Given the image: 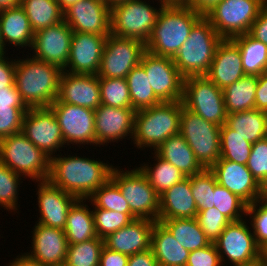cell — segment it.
Masks as SVG:
<instances>
[{
  "instance_id": "6125c7cd",
  "label": "cell",
  "mask_w": 267,
  "mask_h": 266,
  "mask_svg": "<svg viewBox=\"0 0 267 266\" xmlns=\"http://www.w3.org/2000/svg\"><path fill=\"white\" fill-rule=\"evenodd\" d=\"M20 5V0H0V10L13 8Z\"/></svg>"
},
{
  "instance_id": "836d02e7",
  "label": "cell",
  "mask_w": 267,
  "mask_h": 266,
  "mask_svg": "<svg viewBox=\"0 0 267 266\" xmlns=\"http://www.w3.org/2000/svg\"><path fill=\"white\" fill-rule=\"evenodd\" d=\"M232 40L238 45L245 75L259 76L267 72V45L253 38L249 33Z\"/></svg>"
},
{
  "instance_id": "d6986e66",
  "label": "cell",
  "mask_w": 267,
  "mask_h": 266,
  "mask_svg": "<svg viewBox=\"0 0 267 266\" xmlns=\"http://www.w3.org/2000/svg\"><path fill=\"white\" fill-rule=\"evenodd\" d=\"M210 170L219 185L239 196L247 204L261 200L262 185L245 164L220 158Z\"/></svg>"
},
{
  "instance_id": "8992f818",
  "label": "cell",
  "mask_w": 267,
  "mask_h": 266,
  "mask_svg": "<svg viewBox=\"0 0 267 266\" xmlns=\"http://www.w3.org/2000/svg\"><path fill=\"white\" fill-rule=\"evenodd\" d=\"M0 162L32 181L48 180L50 157L22 132L0 139Z\"/></svg>"
},
{
  "instance_id": "b9f144b4",
  "label": "cell",
  "mask_w": 267,
  "mask_h": 266,
  "mask_svg": "<svg viewBox=\"0 0 267 266\" xmlns=\"http://www.w3.org/2000/svg\"><path fill=\"white\" fill-rule=\"evenodd\" d=\"M101 104L116 108H131L129 87L125 78L99 77Z\"/></svg>"
},
{
  "instance_id": "44dd1931",
  "label": "cell",
  "mask_w": 267,
  "mask_h": 266,
  "mask_svg": "<svg viewBox=\"0 0 267 266\" xmlns=\"http://www.w3.org/2000/svg\"><path fill=\"white\" fill-rule=\"evenodd\" d=\"M107 36L73 32L65 72L97 74Z\"/></svg>"
},
{
  "instance_id": "f5cc1de1",
  "label": "cell",
  "mask_w": 267,
  "mask_h": 266,
  "mask_svg": "<svg viewBox=\"0 0 267 266\" xmlns=\"http://www.w3.org/2000/svg\"><path fill=\"white\" fill-rule=\"evenodd\" d=\"M5 55L6 53L0 54V88L10 87L15 83L16 59L11 60Z\"/></svg>"
},
{
  "instance_id": "f907efd6",
  "label": "cell",
  "mask_w": 267,
  "mask_h": 266,
  "mask_svg": "<svg viewBox=\"0 0 267 266\" xmlns=\"http://www.w3.org/2000/svg\"><path fill=\"white\" fill-rule=\"evenodd\" d=\"M246 166L255 179L263 186L267 181V141L265 139L252 144Z\"/></svg>"
},
{
  "instance_id": "6da1fadb",
  "label": "cell",
  "mask_w": 267,
  "mask_h": 266,
  "mask_svg": "<svg viewBox=\"0 0 267 266\" xmlns=\"http://www.w3.org/2000/svg\"><path fill=\"white\" fill-rule=\"evenodd\" d=\"M54 155L50 158L48 180L77 199H88L108 179L112 168L109 162L77 155Z\"/></svg>"
},
{
  "instance_id": "be15d7a7",
  "label": "cell",
  "mask_w": 267,
  "mask_h": 266,
  "mask_svg": "<svg viewBox=\"0 0 267 266\" xmlns=\"http://www.w3.org/2000/svg\"><path fill=\"white\" fill-rule=\"evenodd\" d=\"M78 1L80 0H57L63 12Z\"/></svg>"
},
{
  "instance_id": "d4e9b609",
  "label": "cell",
  "mask_w": 267,
  "mask_h": 266,
  "mask_svg": "<svg viewBox=\"0 0 267 266\" xmlns=\"http://www.w3.org/2000/svg\"><path fill=\"white\" fill-rule=\"evenodd\" d=\"M205 76L222 90L245 76L240 49L232 39H222Z\"/></svg>"
},
{
  "instance_id": "db71d44e",
  "label": "cell",
  "mask_w": 267,
  "mask_h": 266,
  "mask_svg": "<svg viewBox=\"0 0 267 266\" xmlns=\"http://www.w3.org/2000/svg\"><path fill=\"white\" fill-rule=\"evenodd\" d=\"M248 33L253 38L267 45V1L262 6L258 17L253 22Z\"/></svg>"
},
{
  "instance_id": "60d3db41",
  "label": "cell",
  "mask_w": 267,
  "mask_h": 266,
  "mask_svg": "<svg viewBox=\"0 0 267 266\" xmlns=\"http://www.w3.org/2000/svg\"><path fill=\"white\" fill-rule=\"evenodd\" d=\"M103 247L104 239L99 237L77 244H68L64 266H99Z\"/></svg>"
},
{
  "instance_id": "7bdbcfd3",
  "label": "cell",
  "mask_w": 267,
  "mask_h": 266,
  "mask_svg": "<svg viewBox=\"0 0 267 266\" xmlns=\"http://www.w3.org/2000/svg\"><path fill=\"white\" fill-rule=\"evenodd\" d=\"M213 203L231 222L244 219L247 203L225 187L217 184L213 192Z\"/></svg>"
},
{
  "instance_id": "6f0895ef",
  "label": "cell",
  "mask_w": 267,
  "mask_h": 266,
  "mask_svg": "<svg viewBox=\"0 0 267 266\" xmlns=\"http://www.w3.org/2000/svg\"><path fill=\"white\" fill-rule=\"evenodd\" d=\"M0 104H10L13 107H27L22 101L15 83L10 87L0 88Z\"/></svg>"
},
{
  "instance_id": "89a4df30",
  "label": "cell",
  "mask_w": 267,
  "mask_h": 266,
  "mask_svg": "<svg viewBox=\"0 0 267 266\" xmlns=\"http://www.w3.org/2000/svg\"><path fill=\"white\" fill-rule=\"evenodd\" d=\"M3 53V43L1 38V27H0V54Z\"/></svg>"
},
{
  "instance_id": "7c38bea8",
  "label": "cell",
  "mask_w": 267,
  "mask_h": 266,
  "mask_svg": "<svg viewBox=\"0 0 267 266\" xmlns=\"http://www.w3.org/2000/svg\"><path fill=\"white\" fill-rule=\"evenodd\" d=\"M249 229L245 218L230 222L214 242L223 266L227 259L233 266L251 265L262 260V250Z\"/></svg>"
},
{
  "instance_id": "ab89813d",
  "label": "cell",
  "mask_w": 267,
  "mask_h": 266,
  "mask_svg": "<svg viewBox=\"0 0 267 266\" xmlns=\"http://www.w3.org/2000/svg\"><path fill=\"white\" fill-rule=\"evenodd\" d=\"M87 200L93 208H102L127 213L133 220L137 219L130 210L129 204L122 196L118 185L110 178Z\"/></svg>"
},
{
  "instance_id": "e575fe53",
  "label": "cell",
  "mask_w": 267,
  "mask_h": 266,
  "mask_svg": "<svg viewBox=\"0 0 267 266\" xmlns=\"http://www.w3.org/2000/svg\"><path fill=\"white\" fill-rule=\"evenodd\" d=\"M20 6L25 10L34 33L64 20V12L57 0H20Z\"/></svg>"
},
{
  "instance_id": "603a6c76",
  "label": "cell",
  "mask_w": 267,
  "mask_h": 266,
  "mask_svg": "<svg viewBox=\"0 0 267 266\" xmlns=\"http://www.w3.org/2000/svg\"><path fill=\"white\" fill-rule=\"evenodd\" d=\"M31 258L46 266H64L68 241L65 231L36 223L32 231Z\"/></svg>"
},
{
  "instance_id": "8fae6325",
  "label": "cell",
  "mask_w": 267,
  "mask_h": 266,
  "mask_svg": "<svg viewBox=\"0 0 267 266\" xmlns=\"http://www.w3.org/2000/svg\"><path fill=\"white\" fill-rule=\"evenodd\" d=\"M183 106L206 121L223 126L227 112L223 90L206 76H190L184 79Z\"/></svg>"
},
{
  "instance_id": "c3c4849f",
  "label": "cell",
  "mask_w": 267,
  "mask_h": 266,
  "mask_svg": "<svg viewBox=\"0 0 267 266\" xmlns=\"http://www.w3.org/2000/svg\"><path fill=\"white\" fill-rule=\"evenodd\" d=\"M247 216L251 219L255 242L263 250L267 247V204L262 200L248 204L245 218Z\"/></svg>"
},
{
  "instance_id": "ba28073f",
  "label": "cell",
  "mask_w": 267,
  "mask_h": 266,
  "mask_svg": "<svg viewBox=\"0 0 267 266\" xmlns=\"http://www.w3.org/2000/svg\"><path fill=\"white\" fill-rule=\"evenodd\" d=\"M113 167L110 178L118 185L122 196L137 219L158 221L160 196L150 185L147 177L136 167L122 170Z\"/></svg>"
},
{
  "instance_id": "9f6ffc18",
  "label": "cell",
  "mask_w": 267,
  "mask_h": 266,
  "mask_svg": "<svg viewBox=\"0 0 267 266\" xmlns=\"http://www.w3.org/2000/svg\"><path fill=\"white\" fill-rule=\"evenodd\" d=\"M255 109L267 112V72H264L257 77Z\"/></svg>"
},
{
  "instance_id": "9c48e42d",
  "label": "cell",
  "mask_w": 267,
  "mask_h": 266,
  "mask_svg": "<svg viewBox=\"0 0 267 266\" xmlns=\"http://www.w3.org/2000/svg\"><path fill=\"white\" fill-rule=\"evenodd\" d=\"M220 128L182 106L179 133L205 169L220 159Z\"/></svg>"
},
{
  "instance_id": "83f0119b",
  "label": "cell",
  "mask_w": 267,
  "mask_h": 266,
  "mask_svg": "<svg viewBox=\"0 0 267 266\" xmlns=\"http://www.w3.org/2000/svg\"><path fill=\"white\" fill-rule=\"evenodd\" d=\"M0 27L3 53H6L5 49L9 44H11L13 47H25L26 49L28 46L31 49L34 39V32L31 29L25 10L20 5L13 8L0 10Z\"/></svg>"
},
{
  "instance_id": "7dc6e473",
  "label": "cell",
  "mask_w": 267,
  "mask_h": 266,
  "mask_svg": "<svg viewBox=\"0 0 267 266\" xmlns=\"http://www.w3.org/2000/svg\"><path fill=\"white\" fill-rule=\"evenodd\" d=\"M196 219L211 243L218 239L225 227L231 222L216 207L198 211Z\"/></svg>"
},
{
  "instance_id": "11a10c76",
  "label": "cell",
  "mask_w": 267,
  "mask_h": 266,
  "mask_svg": "<svg viewBox=\"0 0 267 266\" xmlns=\"http://www.w3.org/2000/svg\"><path fill=\"white\" fill-rule=\"evenodd\" d=\"M129 256L103 247L99 266H127Z\"/></svg>"
},
{
  "instance_id": "30bf717a",
  "label": "cell",
  "mask_w": 267,
  "mask_h": 266,
  "mask_svg": "<svg viewBox=\"0 0 267 266\" xmlns=\"http://www.w3.org/2000/svg\"><path fill=\"white\" fill-rule=\"evenodd\" d=\"M267 0H221L204 16L223 39L249 32Z\"/></svg>"
},
{
  "instance_id": "e7e4bbea",
  "label": "cell",
  "mask_w": 267,
  "mask_h": 266,
  "mask_svg": "<svg viewBox=\"0 0 267 266\" xmlns=\"http://www.w3.org/2000/svg\"><path fill=\"white\" fill-rule=\"evenodd\" d=\"M110 8L128 0H103Z\"/></svg>"
},
{
  "instance_id": "e0dca14e",
  "label": "cell",
  "mask_w": 267,
  "mask_h": 266,
  "mask_svg": "<svg viewBox=\"0 0 267 266\" xmlns=\"http://www.w3.org/2000/svg\"><path fill=\"white\" fill-rule=\"evenodd\" d=\"M73 31L62 22L34 33L32 57L64 70L69 58Z\"/></svg>"
},
{
  "instance_id": "5b68a950",
  "label": "cell",
  "mask_w": 267,
  "mask_h": 266,
  "mask_svg": "<svg viewBox=\"0 0 267 266\" xmlns=\"http://www.w3.org/2000/svg\"><path fill=\"white\" fill-rule=\"evenodd\" d=\"M222 39L210 21L202 16L191 29L188 39L172 58L181 75L184 78L205 76Z\"/></svg>"
},
{
  "instance_id": "03108f58",
  "label": "cell",
  "mask_w": 267,
  "mask_h": 266,
  "mask_svg": "<svg viewBox=\"0 0 267 266\" xmlns=\"http://www.w3.org/2000/svg\"><path fill=\"white\" fill-rule=\"evenodd\" d=\"M261 200H267V181L262 186V197Z\"/></svg>"
},
{
  "instance_id": "7402d4cb",
  "label": "cell",
  "mask_w": 267,
  "mask_h": 266,
  "mask_svg": "<svg viewBox=\"0 0 267 266\" xmlns=\"http://www.w3.org/2000/svg\"><path fill=\"white\" fill-rule=\"evenodd\" d=\"M54 102L69 103L92 110L101 105L97 74H73L63 71L58 98Z\"/></svg>"
},
{
  "instance_id": "f1b7e54d",
  "label": "cell",
  "mask_w": 267,
  "mask_h": 266,
  "mask_svg": "<svg viewBox=\"0 0 267 266\" xmlns=\"http://www.w3.org/2000/svg\"><path fill=\"white\" fill-rule=\"evenodd\" d=\"M151 249L158 266H186L190 253L159 221L154 223L152 229Z\"/></svg>"
},
{
  "instance_id": "ffe728a7",
  "label": "cell",
  "mask_w": 267,
  "mask_h": 266,
  "mask_svg": "<svg viewBox=\"0 0 267 266\" xmlns=\"http://www.w3.org/2000/svg\"><path fill=\"white\" fill-rule=\"evenodd\" d=\"M73 32L110 34V7L103 0H80L64 11Z\"/></svg>"
},
{
  "instance_id": "f35d334b",
  "label": "cell",
  "mask_w": 267,
  "mask_h": 266,
  "mask_svg": "<svg viewBox=\"0 0 267 266\" xmlns=\"http://www.w3.org/2000/svg\"><path fill=\"white\" fill-rule=\"evenodd\" d=\"M252 144L238 135L226 124L220 128V158L239 164L247 163Z\"/></svg>"
},
{
  "instance_id": "4dcf8cb0",
  "label": "cell",
  "mask_w": 267,
  "mask_h": 266,
  "mask_svg": "<svg viewBox=\"0 0 267 266\" xmlns=\"http://www.w3.org/2000/svg\"><path fill=\"white\" fill-rule=\"evenodd\" d=\"M85 203L86 199H77L68 211L64 228L68 244H77L98 237L92 209Z\"/></svg>"
},
{
  "instance_id": "4fadbf2b",
  "label": "cell",
  "mask_w": 267,
  "mask_h": 266,
  "mask_svg": "<svg viewBox=\"0 0 267 266\" xmlns=\"http://www.w3.org/2000/svg\"><path fill=\"white\" fill-rule=\"evenodd\" d=\"M145 51V43L140 40L109 34L97 75L102 78H126L140 64Z\"/></svg>"
},
{
  "instance_id": "cb8c5ba5",
  "label": "cell",
  "mask_w": 267,
  "mask_h": 266,
  "mask_svg": "<svg viewBox=\"0 0 267 266\" xmlns=\"http://www.w3.org/2000/svg\"><path fill=\"white\" fill-rule=\"evenodd\" d=\"M37 201L40 223L53 228H65L67 214L77 198L53 185L49 180L38 181Z\"/></svg>"
},
{
  "instance_id": "ee69618b",
  "label": "cell",
  "mask_w": 267,
  "mask_h": 266,
  "mask_svg": "<svg viewBox=\"0 0 267 266\" xmlns=\"http://www.w3.org/2000/svg\"><path fill=\"white\" fill-rule=\"evenodd\" d=\"M191 191L198 211L214 207L213 192L218 184L214 173L210 169L190 176Z\"/></svg>"
},
{
  "instance_id": "8d00e7d4",
  "label": "cell",
  "mask_w": 267,
  "mask_h": 266,
  "mask_svg": "<svg viewBox=\"0 0 267 266\" xmlns=\"http://www.w3.org/2000/svg\"><path fill=\"white\" fill-rule=\"evenodd\" d=\"M153 158L155 164L149 166L147 162L138 167L147 177L150 185L155 189V192L160 196L173 185L182 181L186 176L171 163L160 158L155 152ZM153 166V167H152Z\"/></svg>"
},
{
  "instance_id": "484cf974",
  "label": "cell",
  "mask_w": 267,
  "mask_h": 266,
  "mask_svg": "<svg viewBox=\"0 0 267 266\" xmlns=\"http://www.w3.org/2000/svg\"><path fill=\"white\" fill-rule=\"evenodd\" d=\"M156 221L135 219L104 238V246L128 256L151 248V233Z\"/></svg>"
},
{
  "instance_id": "7a4b0ae2",
  "label": "cell",
  "mask_w": 267,
  "mask_h": 266,
  "mask_svg": "<svg viewBox=\"0 0 267 266\" xmlns=\"http://www.w3.org/2000/svg\"><path fill=\"white\" fill-rule=\"evenodd\" d=\"M15 63V85L28 108L50 107L58 98L63 70L27 55Z\"/></svg>"
},
{
  "instance_id": "f546056e",
  "label": "cell",
  "mask_w": 267,
  "mask_h": 266,
  "mask_svg": "<svg viewBox=\"0 0 267 266\" xmlns=\"http://www.w3.org/2000/svg\"><path fill=\"white\" fill-rule=\"evenodd\" d=\"M155 153L178 168L186 177L198 174L205 169L180 133L165 140Z\"/></svg>"
},
{
  "instance_id": "1f68e13d",
  "label": "cell",
  "mask_w": 267,
  "mask_h": 266,
  "mask_svg": "<svg viewBox=\"0 0 267 266\" xmlns=\"http://www.w3.org/2000/svg\"><path fill=\"white\" fill-rule=\"evenodd\" d=\"M225 124L230 129L235 130L244 140L254 144L264 139L267 127V112L252 109L227 114Z\"/></svg>"
},
{
  "instance_id": "680465c9",
  "label": "cell",
  "mask_w": 267,
  "mask_h": 266,
  "mask_svg": "<svg viewBox=\"0 0 267 266\" xmlns=\"http://www.w3.org/2000/svg\"><path fill=\"white\" fill-rule=\"evenodd\" d=\"M127 266H158L153 250H148L130 255Z\"/></svg>"
},
{
  "instance_id": "3957f363",
  "label": "cell",
  "mask_w": 267,
  "mask_h": 266,
  "mask_svg": "<svg viewBox=\"0 0 267 266\" xmlns=\"http://www.w3.org/2000/svg\"><path fill=\"white\" fill-rule=\"evenodd\" d=\"M202 16L183 4L164 5L145 43L146 51L157 56L173 58Z\"/></svg>"
},
{
  "instance_id": "94428289",
  "label": "cell",
  "mask_w": 267,
  "mask_h": 266,
  "mask_svg": "<svg viewBox=\"0 0 267 266\" xmlns=\"http://www.w3.org/2000/svg\"><path fill=\"white\" fill-rule=\"evenodd\" d=\"M14 259L15 260H12V262L10 261V263H8L9 265L7 264V266H46V265L38 262L37 260L31 258L25 252L21 256L19 254Z\"/></svg>"
},
{
  "instance_id": "f6af8a7d",
  "label": "cell",
  "mask_w": 267,
  "mask_h": 266,
  "mask_svg": "<svg viewBox=\"0 0 267 266\" xmlns=\"http://www.w3.org/2000/svg\"><path fill=\"white\" fill-rule=\"evenodd\" d=\"M21 177L24 178L0 162V207L7 211L18 210V188L23 183Z\"/></svg>"
},
{
  "instance_id": "2e32d148",
  "label": "cell",
  "mask_w": 267,
  "mask_h": 266,
  "mask_svg": "<svg viewBox=\"0 0 267 266\" xmlns=\"http://www.w3.org/2000/svg\"><path fill=\"white\" fill-rule=\"evenodd\" d=\"M50 107L61 128L65 145H96L94 110L64 102H53Z\"/></svg>"
},
{
  "instance_id": "4316f807",
  "label": "cell",
  "mask_w": 267,
  "mask_h": 266,
  "mask_svg": "<svg viewBox=\"0 0 267 266\" xmlns=\"http://www.w3.org/2000/svg\"><path fill=\"white\" fill-rule=\"evenodd\" d=\"M198 209L191 191L190 176L160 195L158 220L195 218Z\"/></svg>"
},
{
  "instance_id": "bcb514c9",
  "label": "cell",
  "mask_w": 267,
  "mask_h": 266,
  "mask_svg": "<svg viewBox=\"0 0 267 266\" xmlns=\"http://www.w3.org/2000/svg\"><path fill=\"white\" fill-rule=\"evenodd\" d=\"M93 218L97 236L101 239L128 225L133 219L127 213L93 208Z\"/></svg>"
},
{
  "instance_id": "681fc988",
  "label": "cell",
  "mask_w": 267,
  "mask_h": 266,
  "mask_svg": "<svg viewBox=\"0 0 267 266\" xmlns=\"http://www.w3.org/2000/svg\"><path fill=\"white\" fill-rule=\"evenodd\" d=\"M28 109L0 104V139L22 131L24 115Z\"/></svg>"
},
{
  "instance_id": "003e7915",
  "label": "cell",
  "mask_w": 267,
  "mask_h": 266,
  "mask_svg": "<svg viewBox=\"0 0 267 266\" xmlns=\"http://www.w3.org/2000/svg\"><path fill=\"white\" fill-rule=\"evenodd\" d=\"M262 261L264 266H267V247L262 250Z\"/></svg>"
},
{
  "instance_id": "5bb4252c",
  "label": "cell",
  "mask_w": 267,
  "mask_h": 266,
  "mask_svg": "<svg viewBox=\"0 0 267 266\" xmlns=\"http://www.w3.org/2000/svg\"><path fill=\"white\" fill-rule=\"evenodd\" d=\"M140 65L145 69L155 95L162 102L182 101L185 78L171 57L157 56L145 51Z\"/></svg>"
},
{
  "instance_id": "277c9868",
  "label": "cell",
  "mask_w": 267,
  "mask_h": 266,
  "mask_svg": "<svg viewBox=\"0 0 267 266\" xmlns=\"http://www.w3.org/2000/svg\"><path fill=\"white\" fill-rule=\"evenodd\" d=\"M182 106V101L162 102L137 110L132 138L135 147L155 152L165 140L179 134Z\"/></svg>"
},
{
  "instance_id": "d6a6232c",
  "label": "cell",
  "mask_w": 267,
  "mask_h": 266,
  "mask_svg": "<svg viewBox=\"0 0 267 266\" xmlns=\"http://www.w3.org/2000/svg\"><path fill=\"white\" fill-rule=\"evenodd\" d=\"M257 76L245 75L223 89L227 114L255 109Z\"/></svg>"
},
{
  "instance_id": "d590c367",
  "label": "cell",
  "mask_w": 267,
  "mask_h": 266,
  "mask_svg": "<svg viewBox=\"0 0 267 266\" xmlns=\"http://www.w3.org/2000/svg\"><path fill=\"white\" fill-rule=\"evenodd\" d=\"M174 236L178 243L188 251L201 249L211 242L206 238L196 217L195 218H174L158 220Z\"/></svg>"
},
{
  "instance_id": "91938a15",
  "label": "cell",
  "mask_w": 267,
  "mask_h": 266,
  "mask_svg": "<svg viewBox=\"0 0 267 266\" xmlns=\"http://www.w3.org/2000/svg\"><path fill=\"white\" fill-rule=\"evenodd\" d=\"M221 0H184L183 5L191 7L203 16L208 13Z\"/></svg>"
},
{
  "instance_id": "52a82bcc",
  "label": "cell",
  "mask_w": 267,
  "mask_h": 266,
  "mask_svg": "<svg viewBox=\"0 0 267 266\" xmlns=\"http://www.w3.org/2000/svg\"><path fill=\"white\" fill-rule=\"evenodd\" d=\"M164 5L160 2L159 8H154L145 0H128L111 7L110 34L146 43Z\"/></svg>"
},
{
  "instance_id": "a7ac6f4b",
  "label": "cell",
  "mask_w": 267,
  "mask_h": 266,
  "mask_svg": "<svg viewBox=\"0 0 267 266\" xmlns=\"http://www.w3.org/2000/svg\"><path fill=\"white\" fill-rule=\"evenodd\" d=\"M231 266H232V265H231ZM246 266H264V264H263V261L261 260V261H259V262L254 263V264L246 265Z\"/></svg>"
},
{
  "instance_id": "9a60e30c",
  "label": "cell",
  "mask_w": 267,
  "mask_h": 266,
  "mask_svg": "<svg viewBox=\"0 0 267 266\" xmlns=\"http://www.w3.org/2000/svg\"><path fill=\"white\" fill-rule=\"evenodd\" d=\"M21 132L50 158L65 147L61 128L51 107L29 108L24 115Z\"/></svg>"
},
{
  "instance_id": "2644e50d",
  "label": "cell",
  "mask_w": 267,
  "mask_h": 266,
  "mask_svg": "<svg viewBox=\"0 0 267 266\" xmlns=\"http://www.w3.org/2000/svg\"><path fill=\"white\" fill-rule=\"evenodd\" d=\"M264 139L267 141V127H266V130H265Z\"/></svg>"
},
{
  "instance_id": "74e56055",
  "label": "cell",
  "mask_w": 267,
  "mask_h": 266,
  "mask_svg": "<svg viewBox=\"0 0 267 266\" xmlns=\"http://www.w3.org/2000/svg\"><path fill=\"white\" fill-rule=\"evenodd\" d=\"M125 79L129 87L131 108L137 111L162 103L155 95L145 69L140 64L134 67Z\"/></svg>"
},
{
  "instance_id": "816d5d0a",
  "label": "cell",
  "mask_w": 267,
  "mask_h": 266,
  "mask_svg": "<svg viewBox=\"0 0 267 266\" xmlns=\"http://www.w3.org/2000/svg\"><path fill=\"white\" fill-rule=\"evenodd\" d=\"M186 266H223L214 243L191 251Z\"/></svg>"
},
{
  "instance_id": "ac0fdd59",
  "label": "cell",
  "mask_w": 267,
  "mask_h": 266,
  "mask_svg": "<svg viewBox=\"0 0 267 266\" xmlns=\"http://www.w3.org/2000/svg\"><path fill=\"white\" fill-rule=\"evenodd\" d=\"M136 110L133 108H116L101 104L94 110L96 147L111 142L122 141L134 134Z\"/></svg>"
}]
</instances>
